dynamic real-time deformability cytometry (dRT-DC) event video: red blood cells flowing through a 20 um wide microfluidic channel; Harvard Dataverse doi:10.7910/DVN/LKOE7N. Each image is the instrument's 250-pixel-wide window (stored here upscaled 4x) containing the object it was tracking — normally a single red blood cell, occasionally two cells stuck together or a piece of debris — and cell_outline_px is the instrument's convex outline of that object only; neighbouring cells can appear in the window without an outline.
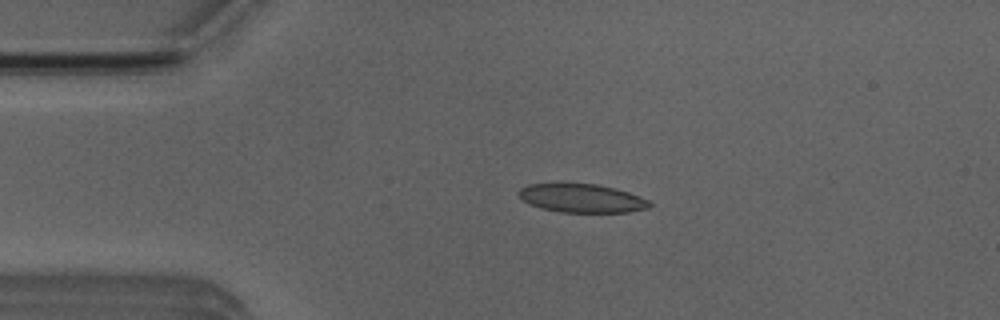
{"species": "Egyptian fruit bat (a non-hibernating species)", "species_latin": "Rousettus aegyptiacus", "temperature_condition": "room temperature", "stored_images_in_passage": 42, "camera_frame_rate_fps": 3000, "um_per_image_px": 0.085, "animal": {"sex": "male"}, "frame": {"image": 1, "passage_image": 1, "time_ms": 0.0, "image_size_px": [1000, 320], "cell_outline_px": [[652, 204], [648, 208], [628, 212], [560, 212], [540, 208], [528, 204], [520, 196], [520, 188], [528, 184], [600, 184], [616, 188], [628, 192], [648, 200]], "centroid_in_image_um": [49.46, 16.85], "position_along_channel_um": 35.5, "area_um2": 21.62}}
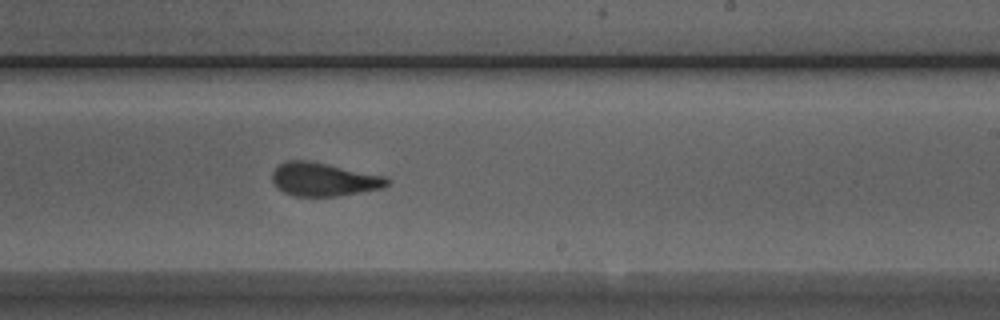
{"frame": {"image": 2, "passage_image": 21, "time_ms": 6.667, "image_size_px": [1000, 320], "cell_outline_px": [[388, 184], [380, 188], [336, 196], [292, 196], [276, 188], [272, 180], [272, 172], [284, 160], [308, 160], [384, 176], [388, 180]], "centroid_in_image_um": [27.43, 15.24], "position_along_channel_um": 261.6, "area_um2": 22.08}}
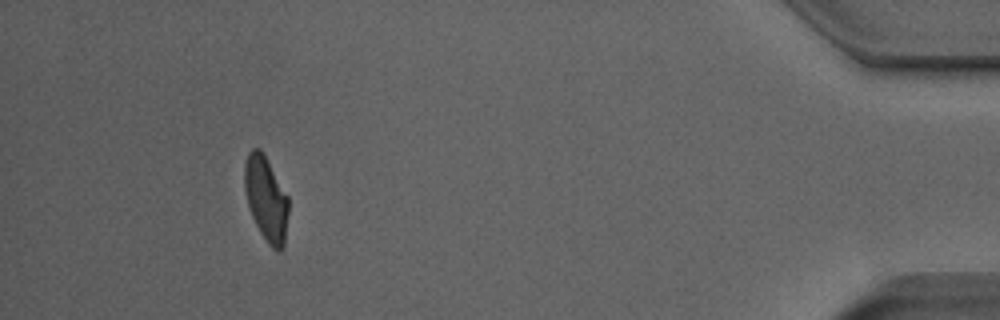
{"frame": {"image": 3, "passage_image": 38, "time_ms": 12.333, "image_size_px": [1000, 320], "cell_outline_px": [[288, 212], [284, 244], [280, 252], [276, 252], [268, 244], [260, 232], [252, 216], [248, 204], [244, 188], [244, 164], [248, 152], [252, 148], [260, 148], [288, 196]], "centroid_in_image_um": [22.61, 16.9], "position_along_channel_um": 412.6, "area_um2": 21.56}, "authors_computed_cell_mechanics": {"area_um2": 22.542, "velocity_mm_per_s": 3.8883, "shape_relaxation_time_tau1_ms": 6.7411, "shape_relaxation_time_tau2_ms": 1.2137, "deformation_change_tau1": 0.1943, "deformation_change_tau2": 0.081}}